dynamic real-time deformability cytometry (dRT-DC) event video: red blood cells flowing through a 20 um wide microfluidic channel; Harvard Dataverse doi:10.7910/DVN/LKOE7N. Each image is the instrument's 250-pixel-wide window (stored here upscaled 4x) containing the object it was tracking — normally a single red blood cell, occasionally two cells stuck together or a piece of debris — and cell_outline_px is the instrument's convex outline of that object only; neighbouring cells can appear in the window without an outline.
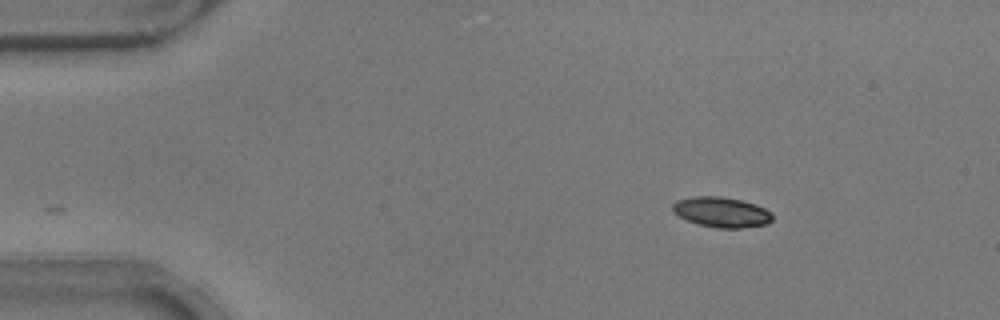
{"species": "common noctule bat (a hibernating species)", "species_latin": "Nyctalus noctula", "temperature_condition": "warm", "stored_images_in_passage": 46, "camera_frame_rate_fps": 3000, "um_per_image_px": 0.085, "animal": {"sex": "male", "body_mass_g": 17.9}, "frame": {"image": 1, "passage_image": 1, "time_ms": 0.0, "image_size_px": [1000, 320], "cell_outline_px": [[772, 220], [768, 224], [740, 228], [716, 228], [700, 224], [688, 220], [672, 212], [672, 204], [676, 200], [692, 196], [720, 196], [740, 200], [756, 204], [772, 212]], "centroid_in_image_um": [61.33, 18.02], "position_along_channel_um": 23.7, "area_um2": 17.63}}
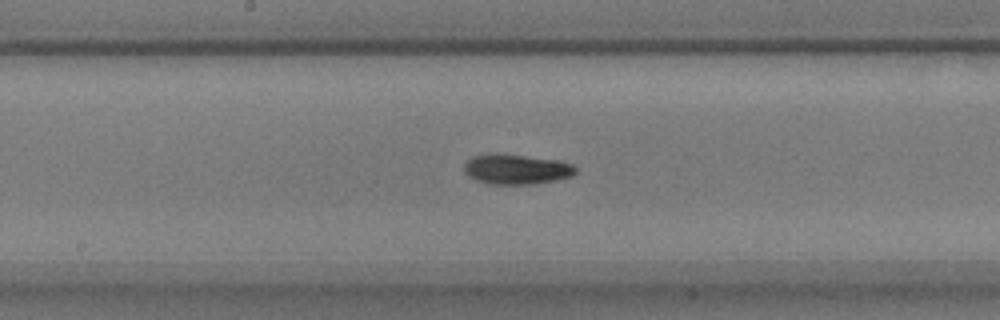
{"frame": {"image": 2, "passage_image": 21, "time_ms": 6.667, "image_size_px": [1000, 320], "cell_outline_px": [[576, 172], [572, 176], [556, 180], [536, 184], [488, 184], [476, 180], [468, 176], [464, 172], [464, 164], [472, 156], [488, 152], [496, 152], [560, 160], [572, 164], [576, 168]], "centroid_in_image_um": [43.87, 14.37], "position_along_channel_um": 204.3, "area_um2": 20.0}}
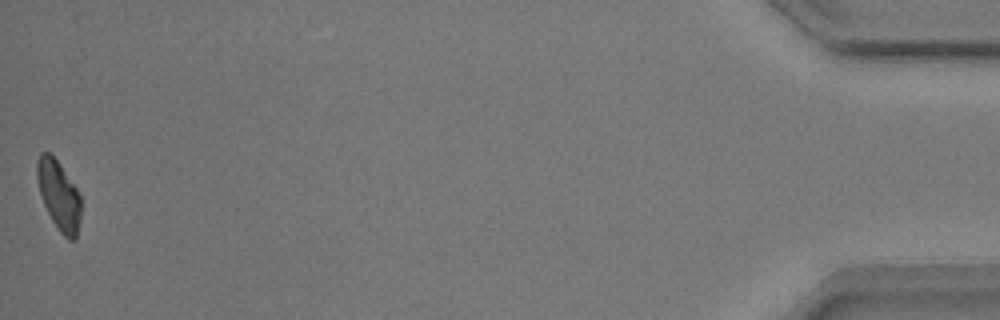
{"frame": {"image": 3, "passage_image": 46, "time_ms": 15.0, "image_size_px": [1000, 320], "cell_outline_px": [[80, 220], [76, 236], [72, 240], [68, 240], [60, 232], [52, 220], [44, 204], [40, 192], [36, 176], [36, 164], [40, 152], [48, 152], [60, 164], [76, 188], [80, 196]], "centroid_in_image_um": [4.99, 16.59], "position_along_channel_um": 430.2, "area_um2": 17.46}, "authors_computed_cell_mechanics": {"area_um2": 18.5249, "velocity_mm_per_s": 3.8375, "shape_relaxation_time_tau1_ms": 4.9888, "shape_relaxation_time_tau2_ms": 3.181, "deformation_change_tau1": 0.1785, "deformation_change_tau2": 0.0828}}